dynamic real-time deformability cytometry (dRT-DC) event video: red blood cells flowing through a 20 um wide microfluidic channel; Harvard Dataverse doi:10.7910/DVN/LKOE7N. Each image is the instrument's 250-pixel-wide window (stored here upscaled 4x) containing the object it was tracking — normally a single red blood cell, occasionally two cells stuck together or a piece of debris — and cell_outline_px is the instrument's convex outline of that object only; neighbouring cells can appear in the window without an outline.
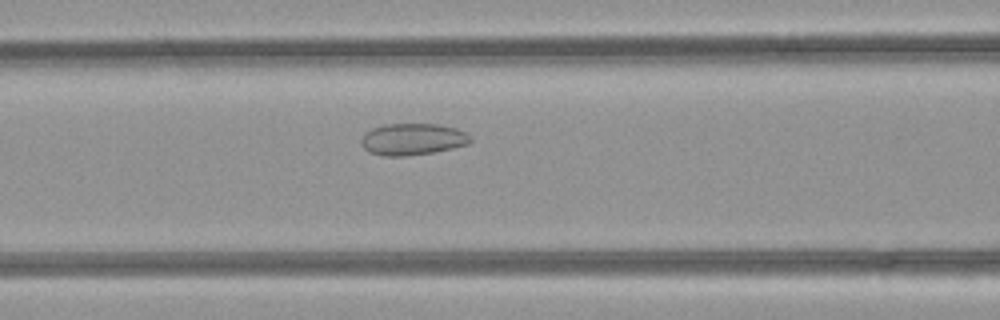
{"species": "common noctule bat (a hibernating species)", "species_latin": "Nyctalus noctula", "temperature_condition": "room temperature", "stored_images_in_passage": 40, "camera_frame_rate_fps": 3000, "um_per_image_px": 0.085, "animal": {"sex": "female", "body_mass_g": 21.9}, "frame": {"image": 1, "passage_image": 11, "time_ms": 3.333, "image_size_px": [1000, 320], "cell_outline_px": [[472, 140], [468, 144], [452, 148], [432, 152], [404, 156], [384, 156], [368, 152], [360, 144], [360, 140], [364, 132], [372, 128], [384, 124], [440, 124], [456, 128], [472, 136]], "centroid_in_image_um": [35.04, 11.83], "position_along_channel_um": 131.6, "area_um2": 20.35}}
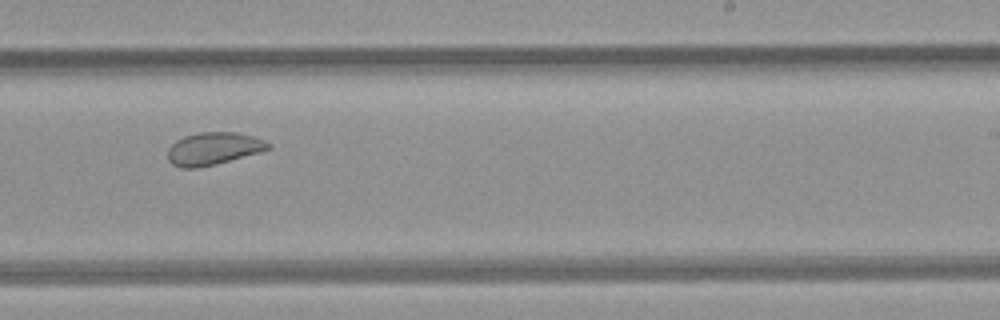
{"frame": {"image": 2, "passage_image": 21, "time_ms": 6.667, "image_size_px": [1000, 320], "cell_outline_px": [[272, 148], [260, 152], [216, 164], [196, 168], [180, 168], [172, 164], [168, 160], [168, 148], [176, 140], [184, 136], [200, 132], [236, 132], [252, 136], [264, 140], [272, 144]], "centroid_in_image_um": [18.14, 12.63], "position_along_channel_um": 270.9, "area_um2": 19.13}}
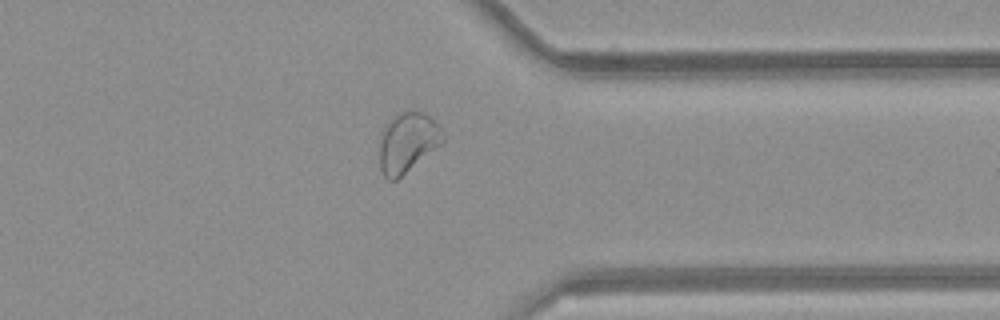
{"frame": {"image": 3, "passage_image": 29, "time_ms": 9.333, "image_size_px": [1000, 320], "cell_outline_px": [[444, 140], [440, 144], [396, 180], [388, 180], [384, 176], [380, 168], [380, 132], [388, 120], [392, 116], [400, 112], [416, 108], [424, 112], [440, 128], [444, 136]], "centroid_in_image_um": [34.6, 12.05], "position_along_channel_um": 376.8, "area_um2": 22.08}, "authors_computed_cell_mechanics": {"area_um2": 21.675, "velocity_mm_per_s": 4.1858, "shape_relaxation_time_tau1_ms": null, "shape_relaxation_time_tau2_ms": 1.6104, "deformation_change_tau1": null, "deformation_change_tau2": 0.07}}